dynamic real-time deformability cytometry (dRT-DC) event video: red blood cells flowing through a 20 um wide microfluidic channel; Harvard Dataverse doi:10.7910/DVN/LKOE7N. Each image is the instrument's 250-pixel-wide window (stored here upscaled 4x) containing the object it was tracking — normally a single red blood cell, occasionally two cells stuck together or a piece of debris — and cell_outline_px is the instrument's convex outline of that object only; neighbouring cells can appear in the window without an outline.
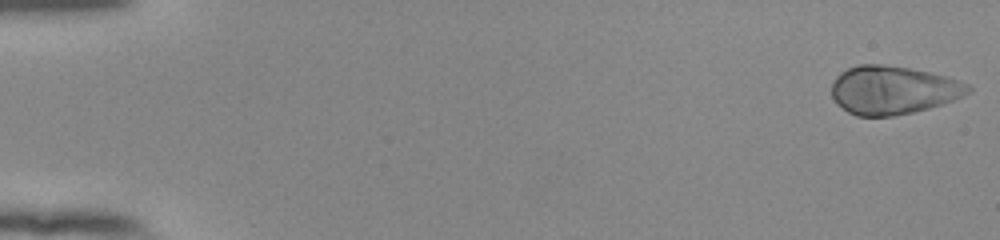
{"species": "human", "species_latin": "Homo sapiens", "temperature_condition": "room temperature", "stored_images_in_passage": 54, "camera_frame_rate_fps": 3000, "um_per_image_px": 0.085, "donor": {"sex": "female"}, "frame": {"image": 1, "passage_image": 1, "time_ms": 0.0, "image_size_px": [1000, 240], "cell_outline_px": [[972, 92], [944, 104], [912, 112], [892, 116], [856, 116], [848, 112], [836, 104], [832, 96], [832, 84], [836, 76], [840, 72], [848, 68], [860, 64], [884, 64], [908, 68], [928, 72], [944, 76], [968, 84], [972, 88]], "centroid_in_image_um": [75.89, 7.66], "position_along_channel_um": 9.1, "area_um2": 38.49}}
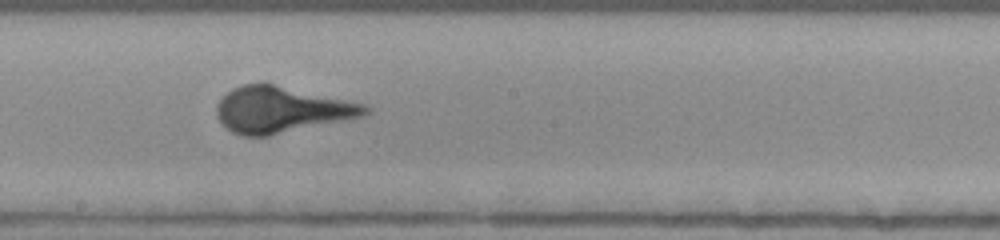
{"frame": {"image": 2, "passage_image": 31, "time_ms": 10.0, "image_size_px": [1000, 240], "cell_outline_px": [[372, 112], [364, 116], [268, 136], [240, 136], [232, 132], [216, 116], [216, 104], [232, 88], [244, 84], [272, 84], [364, 104], [372, 108]], "centroid_in_image_um": [23.92, 9.34], "position_along_channel_um": 224.3, "area_um2": 39.42}}
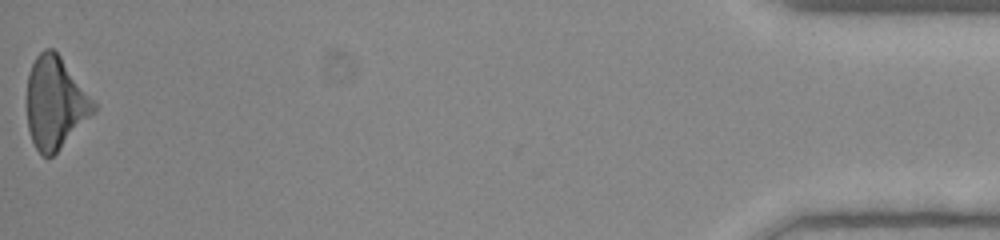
{"frame": {"image": 3, "passage_image": 54, "time_ms": 17.667, "image_size_px": [1000, 240], "cell_outline_px": [[96, 108], [60, 148], [52, 156], [44, 156], [36, 148], [32, 140], [28, 128], [28, 72], [36, 56], [44, 48], [52, 48], [60, 56], [96, 104]], "centroid_in_image_um": [4.66, 8.71], "position_along_channel_um": 430.5, "area_um2": 34.62}}